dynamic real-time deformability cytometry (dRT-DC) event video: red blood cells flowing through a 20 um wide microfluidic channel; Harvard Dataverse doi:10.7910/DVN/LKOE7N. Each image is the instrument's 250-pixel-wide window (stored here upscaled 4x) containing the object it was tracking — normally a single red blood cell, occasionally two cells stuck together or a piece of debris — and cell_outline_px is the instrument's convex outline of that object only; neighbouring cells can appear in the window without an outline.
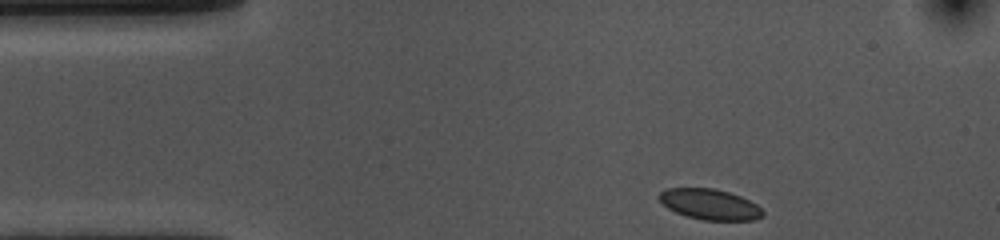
{"species": "common noctule bat (a hibernating species)", "species_latin": "Nyctalus noctula", "temperature_condition": "cold", "stored_images_in_passage": 37, "camera_frame_rate_fps": 3000, "um_per_image_px": 0.085, "animal": {"sex": "female", "body_mass_g": 10.0, "forearm_length_mm": 53.1}, "frame": {"image": 1, "passage_image": 1, "time_ms": 0.0, "image_size_px": [1000, 240], "cell_outline_px": [[764, 216], [756, 220], [704, 220], [688, 216], [676, 212], [668, 208], [660, 200], [660, 192], [668, 188], [712, 188], [728, 192], [740, 196], [756, 204], [764, 212]], "centroid_in_image_um": [60.37, 17.37], "position_along_channel_um": 24.6, "area_um2": 18.26}}
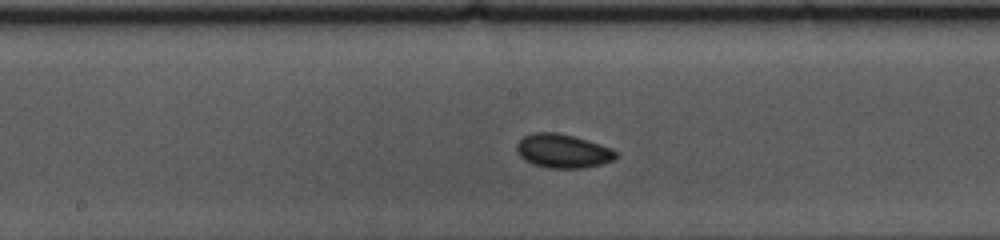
{"frame": {"image": 2, "passage_image": 20, "time_ms": 6.333, "image_size_px": [1000, 240], "cell_outline_px": [[616, 156], [612, 160], [600, 164], [584, 168], [548, 168], [532, 164], [520, 156], [516, 152], [516, 144], [524, 136], [532, 132], [556, 132], [588, 140], [612, 148], [616, 152]], "centroid_in_image_um": [47.81, 12.83], "position_along_channel_um": 200.4, "area_um2": 19.54}}
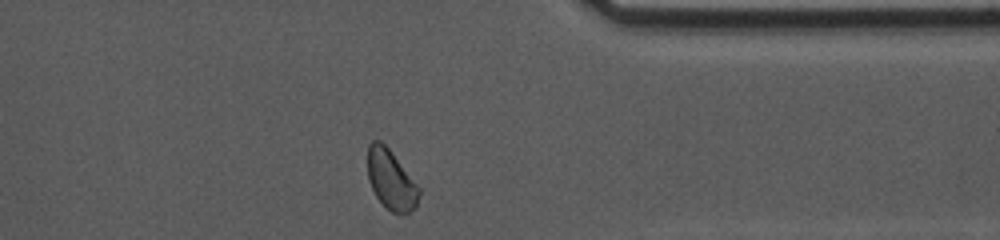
{"frame": {"image": 3, "passage_image": 36, "time_ms": 11.667, "image_size_px": [1000, 240], "cell_outline_px": [[420, 196], [416, 208], [400, 216], [384, 208], [376, 196], [368, 180], [368, 144], [372, 140], [380, 140], [388, 148], [420, 188]], "centroid_in_image_um": [33.24, 15.33], "position_along_channel_um": 378.2, "area_um2": 18.03}, "authors_computed_cell_mechanics": {"area_um2": 18.5538, "velocity_mm_per_s": 3.5691, "shape_relaxation_time_tau1_ms": 1.592, "shape_relaxation_time_tau2_ms": 5.0368, "deformation_change_tau1": 0.0467, "deformation_change_tau2": 0.0556}}